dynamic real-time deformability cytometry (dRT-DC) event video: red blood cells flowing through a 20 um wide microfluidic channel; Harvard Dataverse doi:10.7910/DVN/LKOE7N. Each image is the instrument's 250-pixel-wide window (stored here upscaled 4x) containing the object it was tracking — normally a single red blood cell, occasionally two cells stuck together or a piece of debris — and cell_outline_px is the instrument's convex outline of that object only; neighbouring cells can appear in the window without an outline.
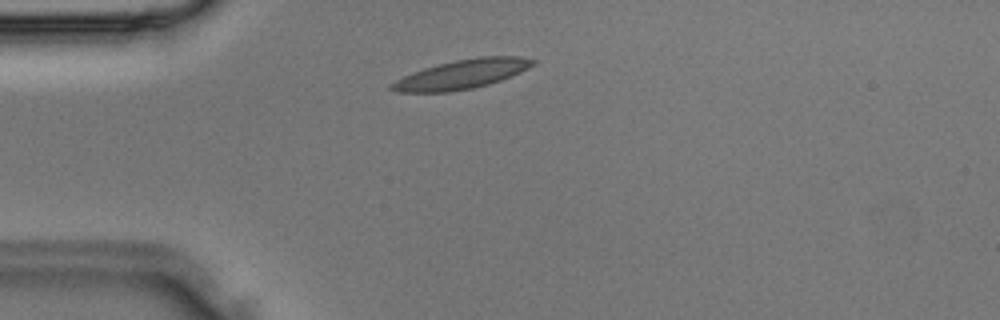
{"species": "Egyptian fruit bat (a non-hibernating species)", "species_latin": "Rousettus aegyptiacus", "temperature_condition": "room temperature", "stored_images_in_passage": 26, "camera_frame_rate_fps": 3000, "um_per_image_px": 0.085, "animal": {"sex": "male"}, "frame": {"image": 1, "passage_image": 3, "time_ms": 0.667, "image_size_px": [1000, 320], "cell_outline_px": [[536, 64], [512, 76], [488, 84], [472, 88], [448, 92], [396, 92], [388, 88], [388, 84], [412, 72], [424, 68], [456, 60], [480, 56], [520, 56], [536, 60]], "centroid_in_image_um": [39.25, 6.31], "position_along_channel_um": 45.7, "area_um2": 23.99}}
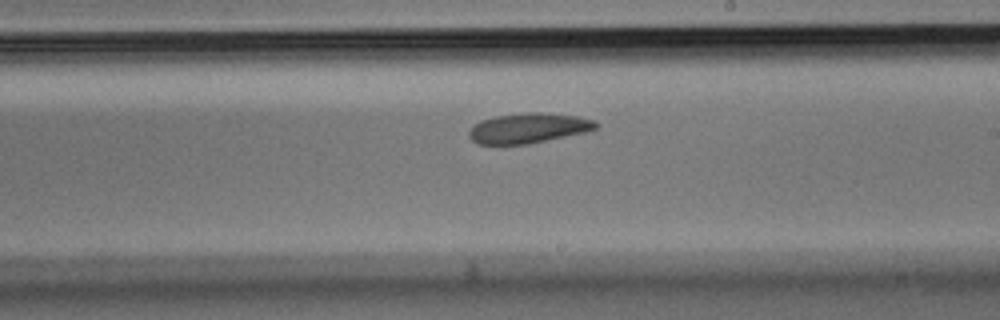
{"frame": {"image": 2, "passage_image": 15, "time_ms": 4.667, "image_size_px": [1000, 320], "cell_outline_px": [[600, 124], [596, 128], [588, 132], [528, 144], [480, 144], [472, 140], [468, 136], [468, 132], [480, 120], [496, 116], [528, 112], [540, 112], [576, 116], [596, 120]], "centroid_in_image_um": [44.96, 10.89], "position_along_channel_um": 244.0, "area_um2": 22.25}}
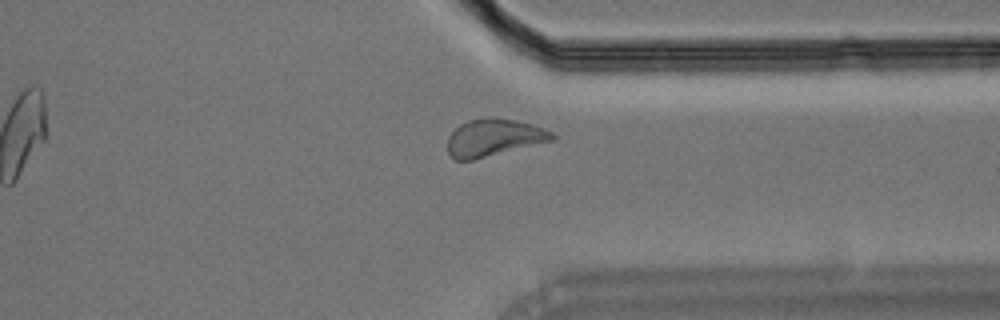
{"frame": {"image": 3, "passage_image": 22, "time_ms": 7.0, "image_size_px": [1000, 320], "cell_outline_px": [[556, 140], [472, 160], [452, 160], [448, 152], [448, 136], [460, 124], [468, 120], [488, 116], [492, 116], [516, 120], [532, 124], [552, 132], [556, 136]], "centroid_in_image_um": [41.98, 11.69], "position_along_channel_um": 369.4, "area_um2": 23.0}}